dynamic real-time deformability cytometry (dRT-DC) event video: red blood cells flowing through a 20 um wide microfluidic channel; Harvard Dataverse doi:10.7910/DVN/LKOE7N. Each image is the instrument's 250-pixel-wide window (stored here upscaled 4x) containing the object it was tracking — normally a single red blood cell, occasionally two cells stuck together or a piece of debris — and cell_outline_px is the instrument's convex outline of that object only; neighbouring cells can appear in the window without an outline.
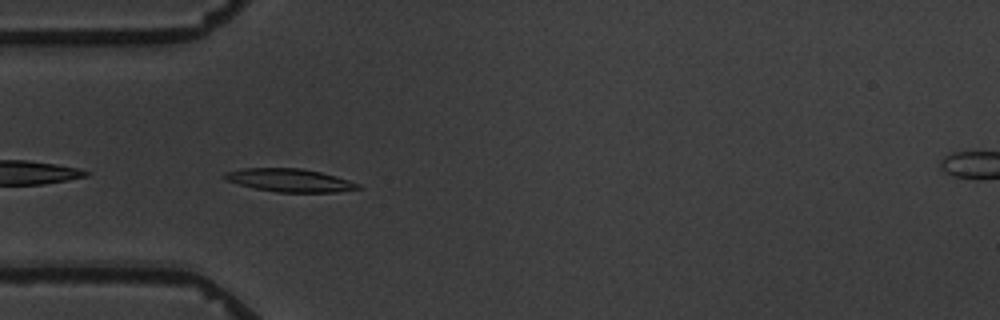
{"species": "common noctule bat (a hibernating species)", "species_latin": "Nyctalus noctula", "temperature_condition": "warm", "stored_images_in_passage": 7, "camera_frame_rate_fps": 3000, "um_per_image_px": 0.085, "animal": {"sex": "male", "body_mass_g": 19.5, "forearm_length_mm": 54.6}, "frame": {"image": 1, "passage_image": 5, "time_ms": 5.667, "image_size_px": [1000, 320], "cell_outline_px": [[360, 188], [336, 192], [276, 192], [256, 188], [224, 180], [220, 176], [224, 172], [244, 168], [300, 168], [320, 172], [336, 176], [360, 184]], "centroid_in_image_um": [24.57, 15.31], "position_along_channel_um": 60.4, "area_um2": 17.86}}
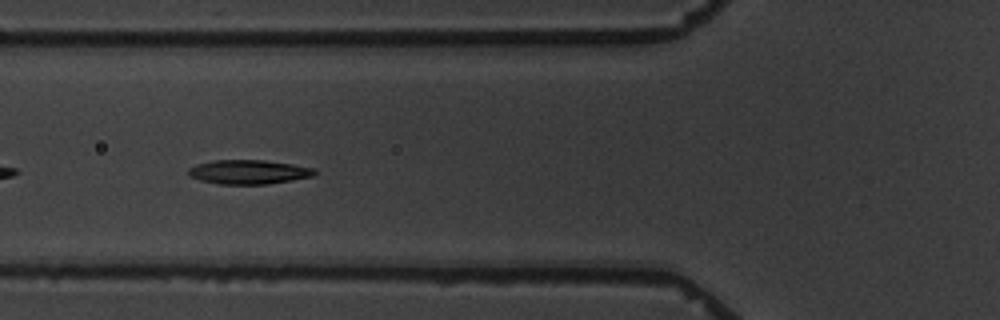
{"frame": {"image": 2, "passage_image": 6, "time_ms": 7.0, "image_size_px": [1000, 320], "cell_outline_px": [[316, 172], [312, 176], [292, 180], [268, 184], [220, 184], [200, 180], [188, 176], [188, 168], [196, 164], [212, 160], [264, 160], [292, 164], [316, 168]], "centroid_in_image_um": [21.11, 14.61], "position_along_channel_um": 104.7, "area_um2": 17.86}}
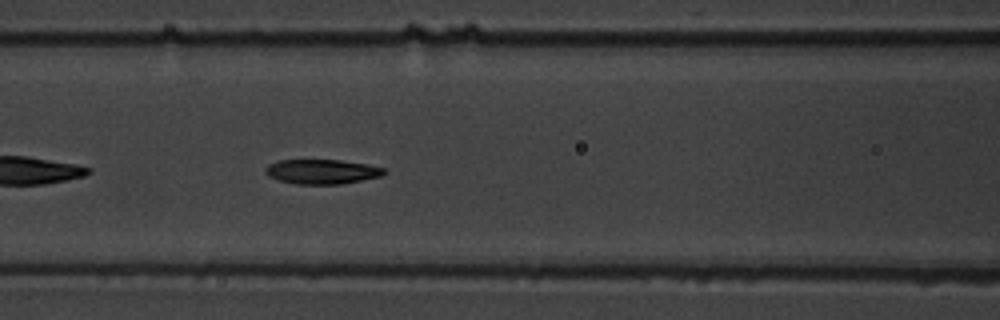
{"frame": {"image": 3, "passage_image": 7, "time_ms": 8.0, "image_size_px": [1000, 320], "cell_outline_px": [[388, 172], [380, 176], [340, 184], [296, 184], [276, 180], [268, 176], [264, 172], [264, 168], [268, 164], [276, 160], [340, 160], [368, 164], [384, 168]], "centroid_in_image_um": [27.31, 14.58], "position_along_channel_um": 139.3, "area_um2": 17.17}}